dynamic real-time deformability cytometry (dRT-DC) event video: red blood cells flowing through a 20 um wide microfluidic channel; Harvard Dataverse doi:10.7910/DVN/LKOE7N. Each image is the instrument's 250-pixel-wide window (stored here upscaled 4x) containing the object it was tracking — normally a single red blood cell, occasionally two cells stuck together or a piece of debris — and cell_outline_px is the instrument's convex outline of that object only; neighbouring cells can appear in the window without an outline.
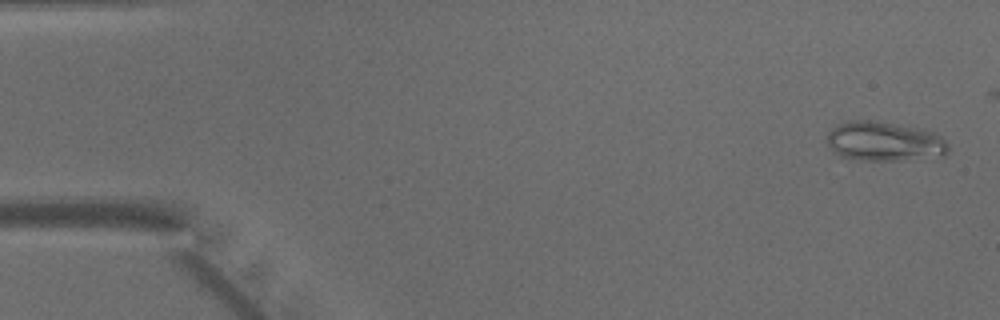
{"species": "common noctule bat (a hibernating species)", "species_latin": "Nyctalus noctula", "temperature_condition": "warm", "stored_images_in_passage": 48, "camera_frame_rate_fps": 3000, "um_per_image_px": 0.085, "animal": {"sex": "male", "body_mass_g": 15.6}, "frame": {"image": 1, "passage_image": 2, "time_ms": 0.333, "image_size_px": [1000, 320], "cell_outline_px": [[948, 152], [944, 156], [900, 160], [864, 160], [840, 156], [832, 152], [828, 148], [828, 132], [836, 124], [848, 120], [872, 120], [920, 128], [932, 132], [940, 136], [948, 144]], "centroid_in_image_um": [75.14, 12.01], "position_along_channel_um": 9.9, "area_um2": 28.03}}
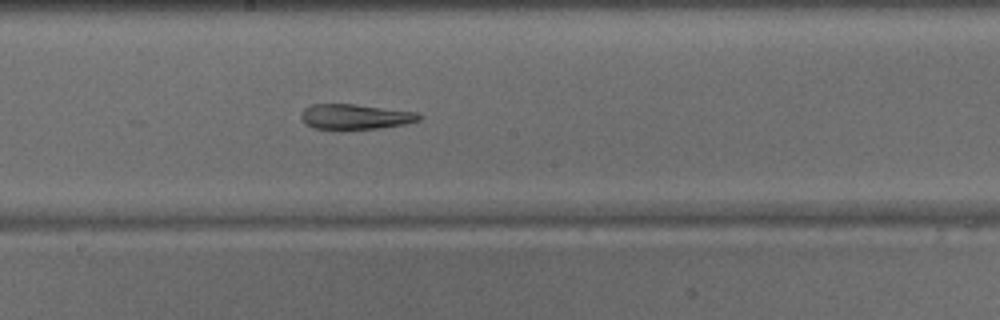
{"frame": {"image": 2, "passage_image": 26, "time_ms": 8.333, "image_size_px": [1000, 320], "cell_outline_px": [[420, 120], [404, 124], [376, 128], [312, 128], [304, 124], [300, 120], [300, 112], [304, 108], [312, 104], [356, 104], [416, 112], [420, 116]], "centroid_in_image_um": [30.12, 9.9], "position_along_channel_um": 218.1, "area_um2": 17.11}}
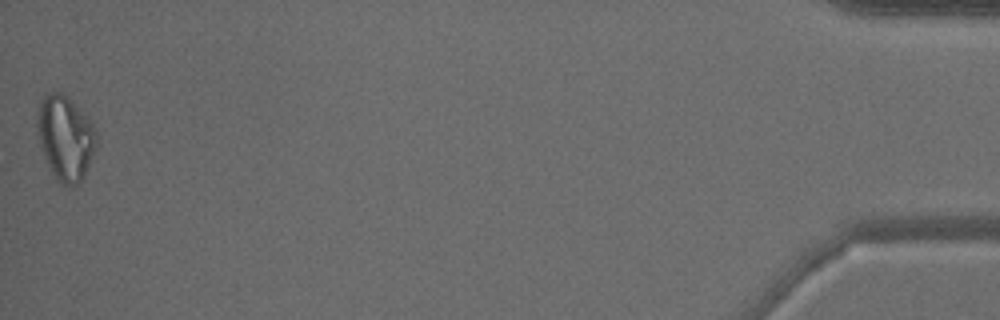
{"frame": {"image": 3, "passage_image": 48, "time_ms": 15.667, "image_size_px": [1000, 320], "cell_outline_px": [[96, 148], [84, 176], [76, 184], [68, 188], [60, 184], [56, 180], [40, 148], [36, 132], [36, 116], [40, 100], [48, 92], [60, 92], [68, 96], [92, 120], [96, 128]], "centroid_in_image_um": [5.54, 11.69], "position_along_channel_um": 429.7, "area_um2": 29.82}}